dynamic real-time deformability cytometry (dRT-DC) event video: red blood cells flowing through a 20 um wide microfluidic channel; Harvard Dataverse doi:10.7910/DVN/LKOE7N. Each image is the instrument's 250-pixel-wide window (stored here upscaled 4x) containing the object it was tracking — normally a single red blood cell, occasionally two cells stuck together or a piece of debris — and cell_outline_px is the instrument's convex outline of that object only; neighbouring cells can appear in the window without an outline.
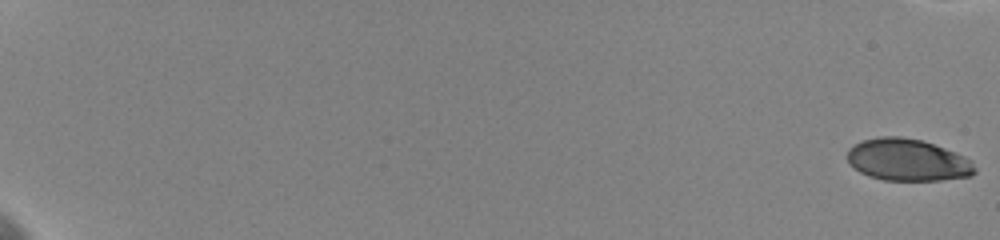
{"species": "human", "species_latin": "Homo sapiens", "temperature_condition": "cold", "stored_images_in_passage": 21, "camera_frame_rate_fps": 3000, "um_per_image_px": 0.085, "donor": {"sex": "female"}, "frame": {"image": 1, "passage_image": 1, "time_ms": 0.0, "image_size_px": [1000, 240], "cell_outline_px": [[976, 172], [972, 176], [940, 180], [884, 180], [868, 176], [860, 172], [848, 160], [848, 148], [864, 140], [880, 136], [900, 136], [920, 140], [956, 152], [972, 160], [976, 168]], "centroid_in_image_um": [77.18, 13.6], "position_along_channel_um": 7.8, "area_um2": 31.1}}
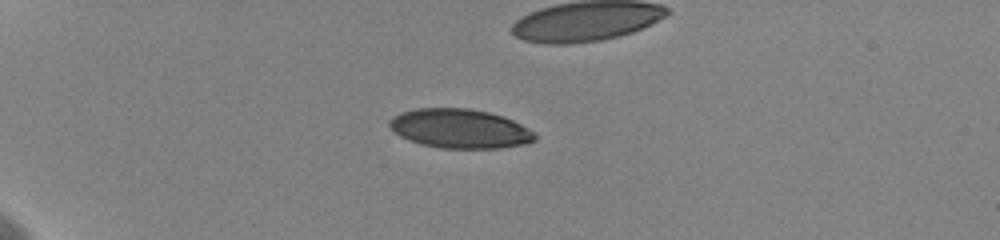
{"frame": {"image": 2, "passage_image": 12, "time_ms": 6.0, "image_size_px": [1000, 240], "cell_outline_px": [[536, 140], [524, 144], [500, 148], [440, 148], [420, 144], [400, 136], [388, 124], [388, 120], [392, 116], [400, 112], [416, 108], [468, 108], [488, 112], [504, 116], [528, 128], [536, 136]], "centroid_in_image_um": [39.06, 10.93], "position_along_channel_um": 45.9, "area_um2": 33.23}}